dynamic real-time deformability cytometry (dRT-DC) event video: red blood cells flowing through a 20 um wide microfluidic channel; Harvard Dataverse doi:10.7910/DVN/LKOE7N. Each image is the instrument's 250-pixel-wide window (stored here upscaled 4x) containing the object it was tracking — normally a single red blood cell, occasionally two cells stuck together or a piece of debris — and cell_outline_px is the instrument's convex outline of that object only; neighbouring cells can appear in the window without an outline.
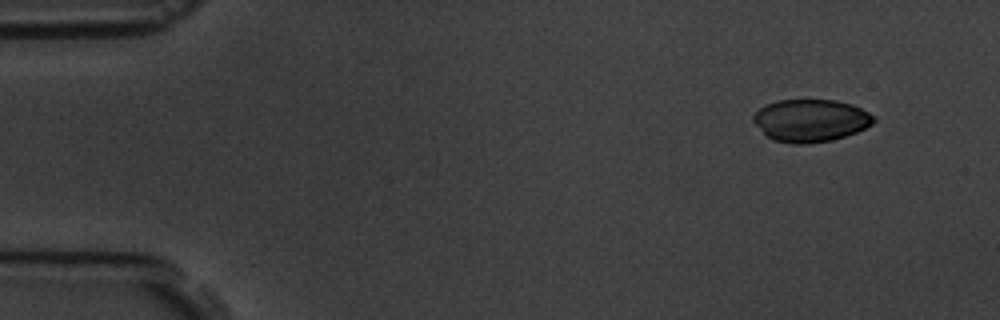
{"species": "common noctule bat (a hibernating species)", "species_latin": "Nyctalus noctula", "temperature_condition": "room temperature", "stored_images_in_passage": 4, "camera_frame_rate_fps": 3000, "um_per_image_px": 0.085, "animal": {"sex": "male", "body_mass_g": 19.5, "forearm_length_mm": 54.6}, "frame": {"image": 1, "passage_image": 1, "time_ms": 0.0, "image_size_px": [1000, 320], "cell_outline_px": [[876, 120], [872, 124], [856, 132], [832, 140], [808, 144], [792, 144], [772, 140], [764, 136], [752, 120], [752, 116], [760, 108], [776, 100], [836, 100], [852, 104], [876, 116]], "centroid_in_image_um": [68.88, 10.25], "position_along_channel_um": 16.1, "area_um2": 30.06}}